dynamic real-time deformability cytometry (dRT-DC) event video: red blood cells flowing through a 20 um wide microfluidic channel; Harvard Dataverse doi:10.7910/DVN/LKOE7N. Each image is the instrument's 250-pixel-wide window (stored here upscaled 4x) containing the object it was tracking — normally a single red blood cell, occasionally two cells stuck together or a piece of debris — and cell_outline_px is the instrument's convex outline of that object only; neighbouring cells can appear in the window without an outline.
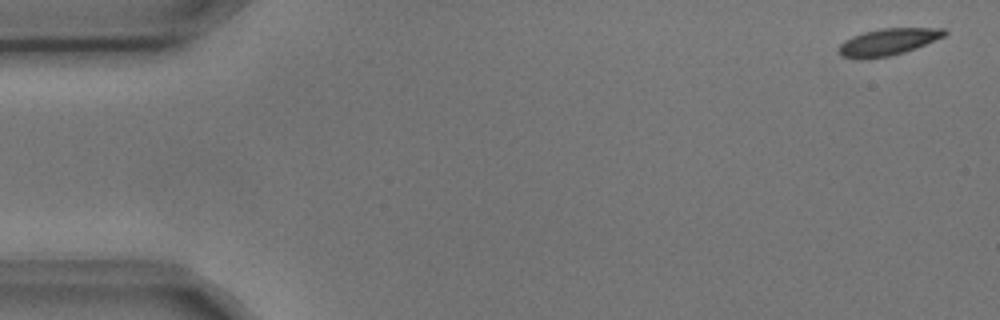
{"species": "common noctule bat (a hibernating species)", "species_latin": "Nyctalus noctula", "temperature_condition": "cold", "stored_images_in_passage": 4, "camera_frame_rate_fps": 3000, "um_per_image_px": 0.085, "animal": {"sex": "male", "body_mass_g": 17.9, "forearm_length_mm": 54.2}, "frame": {"image": 1, "passage_image": 1, "time_ms": 0.0, "image_size_px": [1000, 320], "cell_outline_px": [[948, 32], [944, 36], [916, 48], [904, 52], [888, 56], [844, 56], [840, 52], [840, 44], [844, 40], [852, 36], [864, 32], [880, 28], [944, 28]], "centroid_in_image_um": [75.57, 3.5], "position_along_channel_um": 9.4, "area_um2": 15.78}}
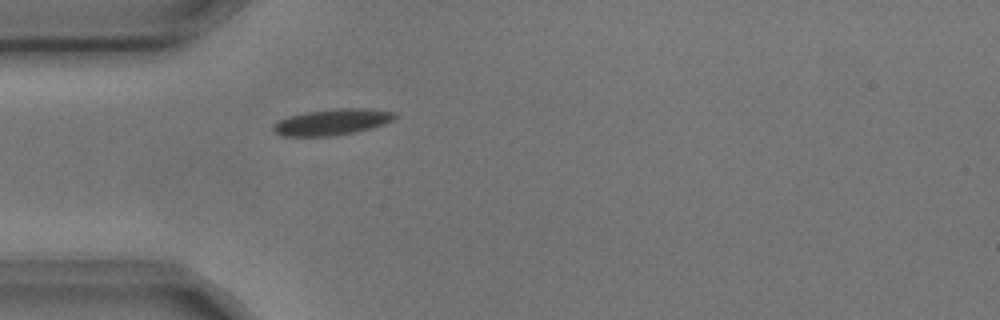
{"frame": {"image": 2, "passage_image": 4, "time_ms": 1.0, "image_size_px": [1000, 320], "cell_outline_px": [[396, 116], [392, 120], [384, 124], [356, 132], [332, 136], [284, 136], [276, 132], [272, 128], [280, 120], [292, 116], [308, 112], [336, 108], [364, 108], [396, 112]], "centroid_in_image_um": [28.29, 10.37], "position_along_channel_um": 56.7, "area_um2": 18.15}}